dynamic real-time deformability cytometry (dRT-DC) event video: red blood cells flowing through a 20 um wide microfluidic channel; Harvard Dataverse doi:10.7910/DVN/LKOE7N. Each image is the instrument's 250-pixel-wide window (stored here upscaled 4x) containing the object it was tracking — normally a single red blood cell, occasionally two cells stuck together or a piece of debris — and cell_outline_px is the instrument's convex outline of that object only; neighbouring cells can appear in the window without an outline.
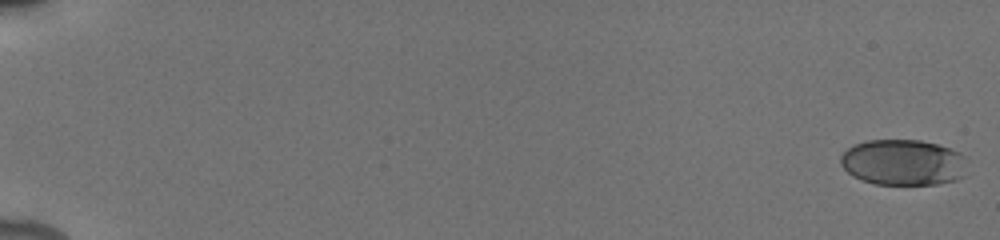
{"species": "human", "species_latin": "Homo sapiens", "temperature_condition": "cold", "stored_images_in_passage": 53, "camera_frame_rate_fps": 3000, "um_per_image_px": 0.085, "donor": {"sex": "male"}, "frame": {"image": 1, "passage_image": 1, "time_ms": 0.0, "image_size_px": [1000, 240], "cell_outline_px": [[964, 176], [956, 180], [936, 184], [876, 184], [852, 176], [840, 164], [840, 156], [848, 148], [856, 144], [868, 140], [920, 140], [936, 144], [960, 152], [964, 156]], "centroid_in_image_um": [76.75, 13.8], "position_along_channel_um": 8.2, "area_um2": 33.64}}
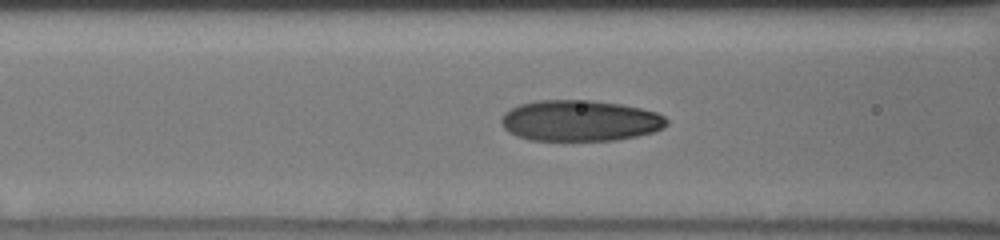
{"frame": {"image": 2, "passage_image": 25, "time_ms": 8.0, "image_size_px": [1000, 240], "cell_outline_px": [[668, 124], [664, 128], [652, 132], [636, 136], [616, 140], [528, 140], [516, 136], [508, 132], [500, 124], [500, 120], [504, 112], [520, 104], [536, 100], [588, 100], [620, 104], [640, 108], [656, 112], [664, 116], [668, 120]], "centroid_in_image_um": [49.27, 10.26], "position_along_channel_um": 117.3, "area_um2": 39.65}}
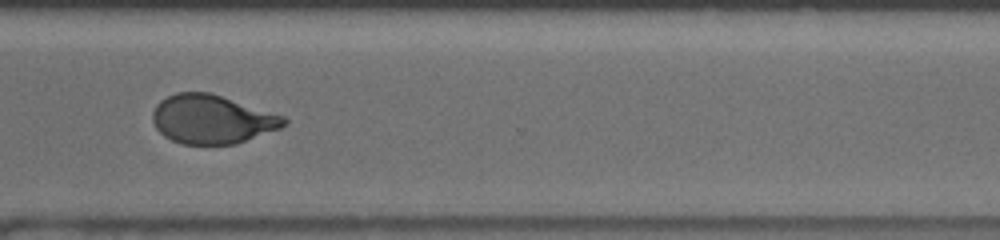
{"frame": {"image": 3, "passage_image": 44, "time_ms": 14.0, "image_size_px": [1000, 240], "cell_outline_px": [[288, 124], [280, 128], [236, 144], [184, 144], [172, 140], [164, 136], [156, 128], [152, 120], [152, 112], [156, 104], [160, 100], [176, 92], [208, 92], [284, 116], [288, 120]], "centroid_in_image_um": [18.0, 10.14], "position_along_channel_um": 352.6, "area_um2": 37.17}, "authors_computed_cell_mechanics": {"area_um2": 37.6856, "velocity_mm_per_s": 3.9247, "shape_relaxation_time_tau1_ms": 4.2408, "shape_relaxation_time_tau2_ms": 0.941, "deformation_change_tau1": 0.1573, "deformation_change_tau2": 0.0626}}